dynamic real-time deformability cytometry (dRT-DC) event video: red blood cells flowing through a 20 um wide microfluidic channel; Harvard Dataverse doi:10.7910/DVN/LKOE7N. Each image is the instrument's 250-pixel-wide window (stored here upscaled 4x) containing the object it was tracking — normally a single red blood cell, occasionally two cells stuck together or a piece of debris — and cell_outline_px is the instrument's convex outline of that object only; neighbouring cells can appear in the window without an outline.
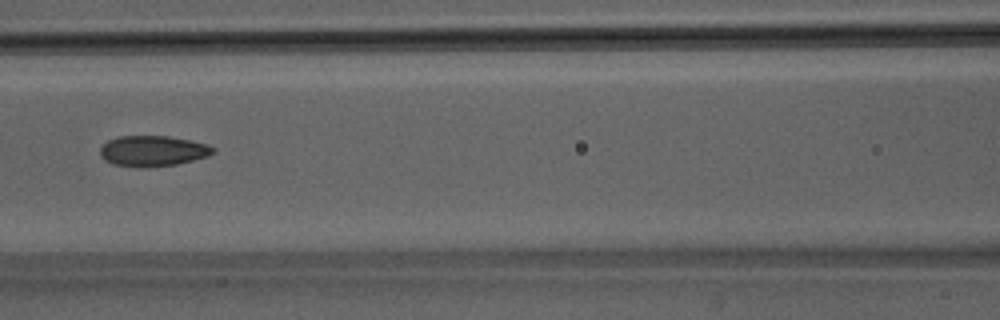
{"species": "Egyptian fruit bat (a non-hibernating species)", "species_latin": "Rousettus aegyptiacus", "temperature_condition": "room temperature", "stored_images_in_passage": 50, "camera_frame_rate_fps": 3000, "um_per_image_px": 0.085, "animal": {"sex": "male"}, "frame": {"image": 1, "passage_image": 23, "time_ms": 7.333, "image_size_px": [1000, 320], "cell_outline_px": [[216, 152], [208, 156], [176, 164], [144, 168], [136, 168], [112, 164], [104, 160], [100, 156], [100, 148], [108, 140], [116, 136], [168, 136], [208, 144], [216, 148]], "centroid_in_image_um": [12.97, 12.84], "position_along_channel_um": 153.6, "area_um2": 20.4}}
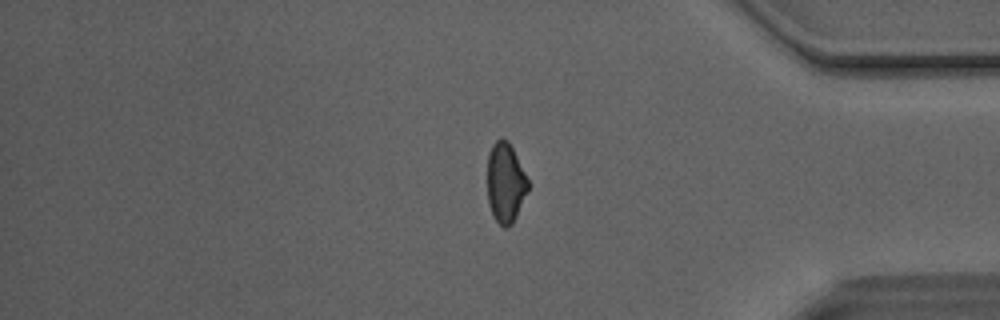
{"frame": {"image": 2, "passage_image": 42, "time_ms": 13.667, "image_size_px": [1000, 320], "cell_outline_px": [[528, 192], [512, 224], [508, 228], [504, 228], [492, 216], [488, 204], [488, 156], [492, 144], [500, 136], [508, 140], [528, 180]], "centroid_in_image_um": [42.95, 15.55], "position_along_channel_um": 392.2, "area_um2": 18.96}}
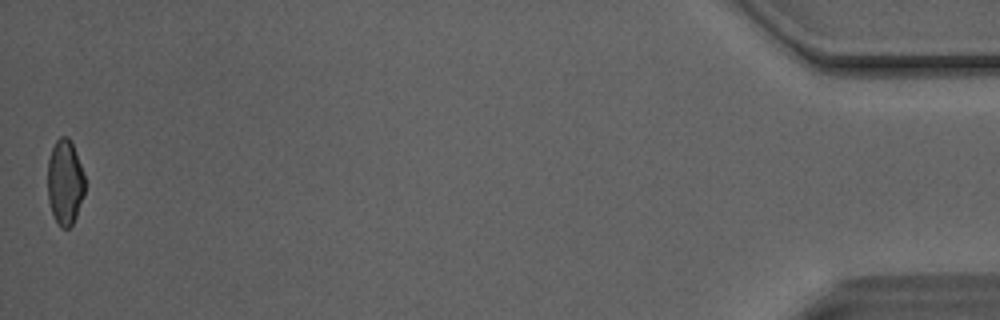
{"frame": {"image": 3, "passage_image": 50, "time_ms": 16.333, "image_size_px": [1000, 320], "cell_outline_px": [[84, 192], [76, 216], [72, 224], [68, 228], [60, 228], [52, 212], [48, 200], [48, 160], [52, 148], [56, 140], [60, 136], [68, 136], [72, 144], [80, 164], [84, 176]], "centroid_in_image_um": [5.5, 15.49], "position_along_channel_um": 429.7, "area_um2": 18.21}, "authors_computed_cell_mechanics": {"area_um2": 20.0855, "velocity_mm_per_s": 4.1361, "shape_relaxation_time_tau1_ms": 6.7644, "shape_relaxation_time_tau2_ms": 1.8414, "deformation_change_tau1": 0.1646, "deformation_change_tau2": 0.0672}}